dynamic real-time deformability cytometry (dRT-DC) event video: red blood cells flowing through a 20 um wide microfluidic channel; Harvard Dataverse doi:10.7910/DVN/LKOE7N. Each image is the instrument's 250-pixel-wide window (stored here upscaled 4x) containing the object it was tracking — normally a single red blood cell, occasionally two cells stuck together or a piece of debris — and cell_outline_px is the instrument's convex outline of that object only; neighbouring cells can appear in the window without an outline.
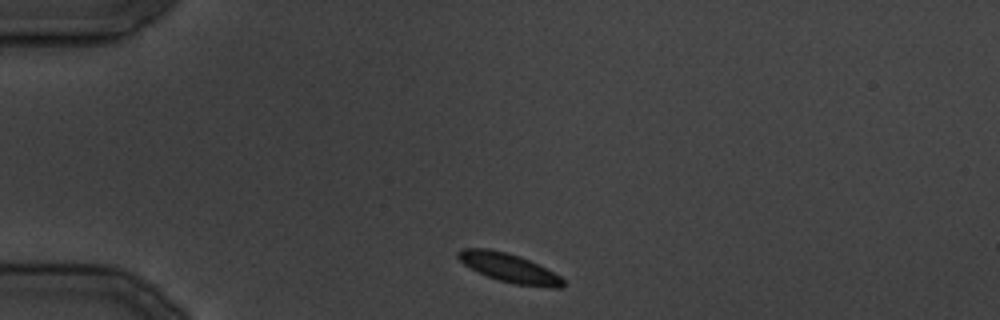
{"species": "common noctule bat (a hibernating species)", "species_latin": "Nyctalus noctula", "temperature_condition": "cold", "stored_images_in_passage": 27, "camera_frame_rate_fps": 3000, "um_per_image_px": 0.085, "animal": {"sex": "male", "body_mass_g": 19.5, "forearm_length_mm": 54.6}, "frame": {"image": 1, "passage_image": 1, "time_ms": 0.0, "image_size_px": [1000, 320], "cell_outline_px": [[564, 284], [560, 288], [548, 288], [516, 284], [500, 280], [488, 276], [464, 264], [456, 256], [456, 252], [460, 248], [488, 248], [520, 256], [560, 276], [564, 280]], "centroid_in_image_um": [43.25, 22.76], "position_along_channel_um": 41.7, "area_um2": 17.34}}
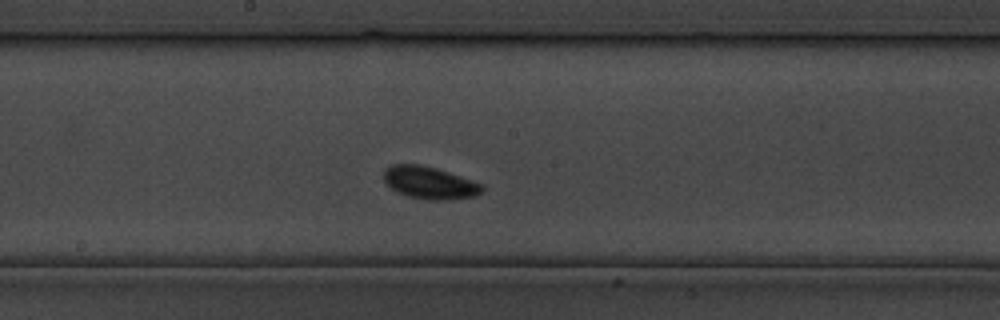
{"frame": {"image": 2, "passage_image": 12, "time_ms": 13.333, "image_size_px": [1000, 320], "cell_outline_px": [[484, 188], [476, 196], [444, 200], [428, 200], [408, 196], [396, 192], [384, 180], [384, 168], [392, 164], [420, 164], [436, 168], [472, 180], [480, 184]], "centroid_in_image_um": [36.48, 15.53], "position_along_channel_um": 211.7, "area_um2": 18.44}}
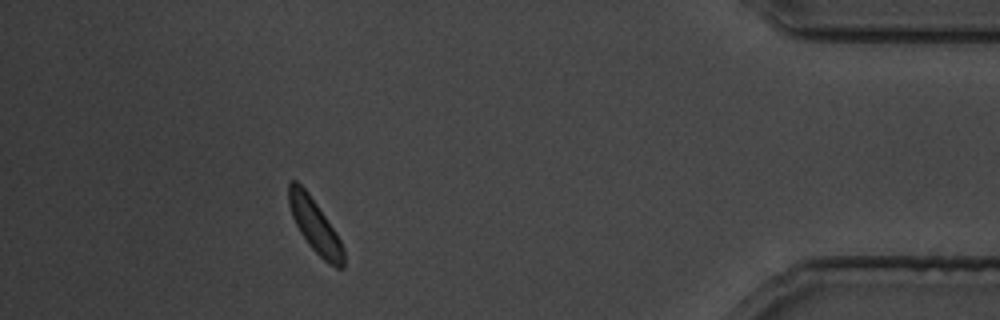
{"frame": {"image": 3, "passage_image": 24, "time_ms": 29.0, "image_size_px": [1000, 320], "cell_outline_px": [[344, 268], [336, 268], [328, 264], [308, 244], [300, 232], [292, 216], [288, 204], [288, 180], [296, 180], [308, 192], [340, 240], [344, 248]], "centroid_in_image_um": [26.75, 19.19], "position_along_channel_um": 408.5, "area_um2": 16.82}}